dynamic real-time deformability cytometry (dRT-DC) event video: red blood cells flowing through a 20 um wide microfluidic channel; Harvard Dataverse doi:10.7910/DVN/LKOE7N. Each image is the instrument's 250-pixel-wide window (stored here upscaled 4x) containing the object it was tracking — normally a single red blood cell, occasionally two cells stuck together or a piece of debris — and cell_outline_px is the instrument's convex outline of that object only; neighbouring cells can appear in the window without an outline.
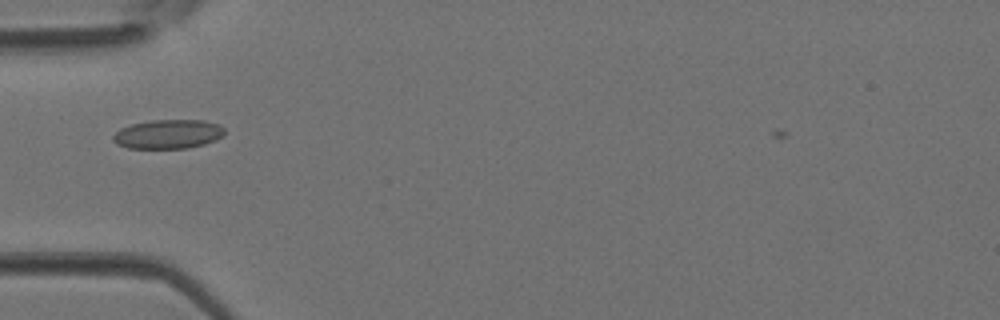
{"species": "Egyptian fruit bat (a non-hibernating species)", "species_latin": "Rousettus aegyptiacus", "temperature_condition": "room temperature", "stored_images_in_passage": 1, "camera_frame_rate_fps": 3000, "um_per_image_px": 0.085, "animal": {"sex": "female"}, "frame": {"image": 1, "passage_image": 1, "time_ms": 0.0, "image_size_px": [1000, 320], "cell_outline_px": [[224, 132], [216, 140], [204, 144], [188, 148], [128, 148], [116, 144], [112, 140], [112, 136], [120, 128], [132, 124], [152, 120], [204, 120], [216, 124], [224, 128]], "centroid_in_image_um": [14.25, 11.4], "position_along_channel_um": 70.8, "area_um2": 18.84}}